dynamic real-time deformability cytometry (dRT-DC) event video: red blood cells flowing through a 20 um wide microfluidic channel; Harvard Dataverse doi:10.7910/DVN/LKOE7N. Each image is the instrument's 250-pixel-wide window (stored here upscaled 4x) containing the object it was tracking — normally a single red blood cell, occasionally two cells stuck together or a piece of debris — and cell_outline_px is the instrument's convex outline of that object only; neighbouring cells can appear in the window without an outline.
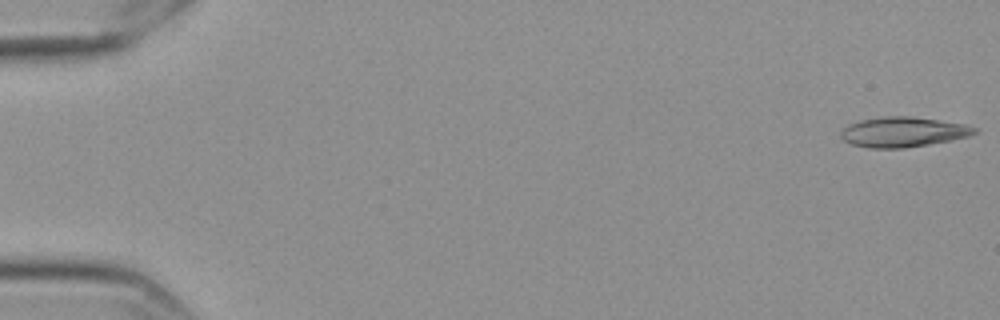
{"species": "Egyptian fruit bat (a non-hibernating species)", "species_latin": "Rousettus aegyptiacus", "temperature_condition": "cold", "stored_images_in_passage": 57, "camera_frame_rate_fps": 3000, "um_per_image_px": 0.085, "frame": {"image": 1, "passage_image": 1, "time_ms": 0.0, "image_size_px": [1000, 320], "cell_outline_px": [[976, 132], [968, 136], [928, 144], [904, 148], [868, 148], [852, 144], [844, 140], [840, 136], [840, 132], [848, 124], [860, 120], [884, 116], [912, 116], [964, 124], [976, 128]], "centroid_in_image_um": [76.7, 11.21], "position_along_channel_um": 8.3, "area_um2": 23.18}}
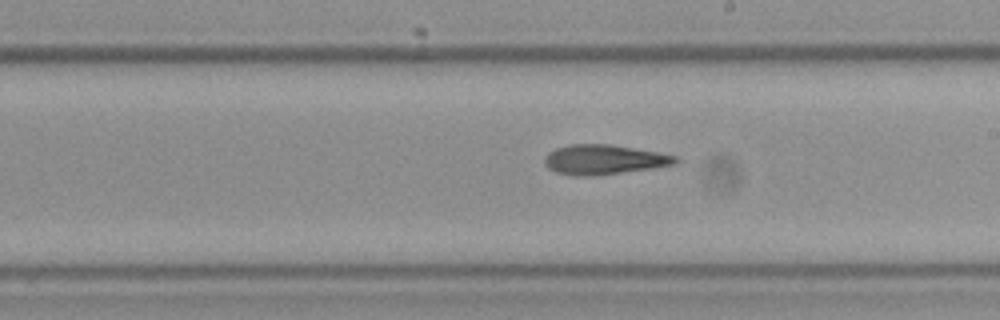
{"frame": {"image": 2, "passage_image": 33, "time_ms": 10.667, "image_size_px": [1000, 320], "cell_outline_px": [[680, 160], [676, 164], [652, 168], [596, 176], [572, 176], [556, 172], [548, 168], [544, 164], [544, 156], [548, 152], [556, 148], [568, 144], [608, 144], [660, 152], [676, 156]], "centroid_in_image_um": [51.32, 13.57], "position_along_channel_um": 237.7, "area_um2": 22.95}}
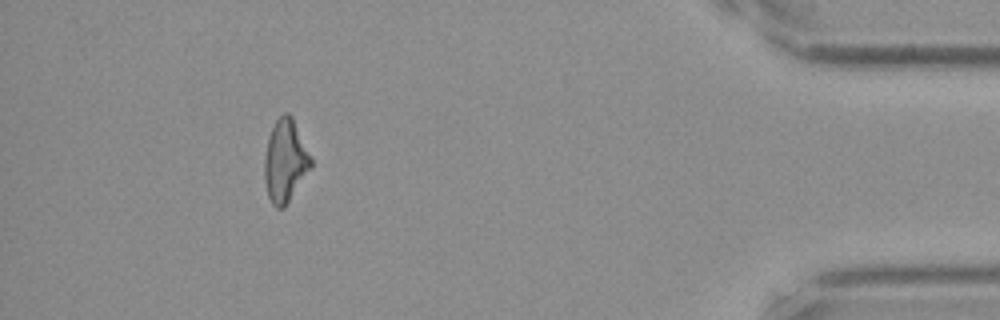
{"frame": {"image": 3, "passage_image": 52, "time_ms": 17.0, "image_size_px": [1000, 320], "cell_outline_px": [[312, 168], [284, 208], [276, 208], [272, 204], [268, 196], [264, 180], [264, 156], [268, 140], [272, 128], [276, 120], [284, 112], [288, 112], [292, 116], [312, 160]], "centroid_in_image_um": [24.24, 13.7], "position_along_channel_um": 411.0, "area_um2": 22.31}}